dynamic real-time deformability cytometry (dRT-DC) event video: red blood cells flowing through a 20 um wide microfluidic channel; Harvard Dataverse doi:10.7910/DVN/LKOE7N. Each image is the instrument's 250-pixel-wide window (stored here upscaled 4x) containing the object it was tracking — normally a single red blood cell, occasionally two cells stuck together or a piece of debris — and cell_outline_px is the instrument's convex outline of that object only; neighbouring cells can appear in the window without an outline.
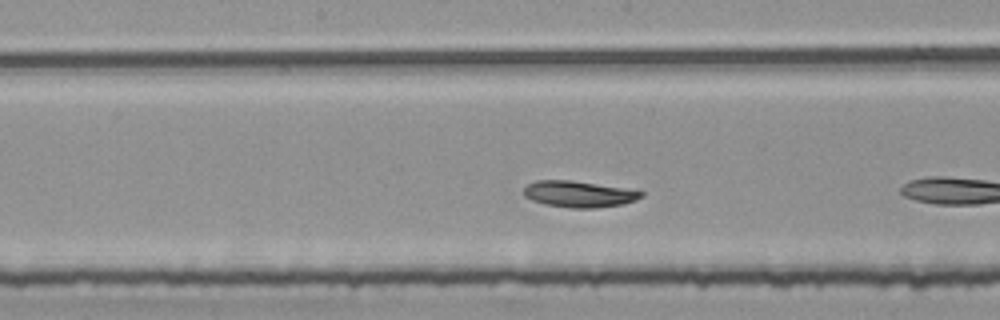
{"species": "common noctule bat (a hibernating species)", "species_latin": "Nyctalus noctula", "temperature_condition": "room temperature", "stored_images_in_passage": 10, "camera_frame_rate_fps": 3000, "um_per_image_px": 0.085, "animal": {"sex": "female", "body_mass_g": 25.1}, "frame": {"image": 1, "passage_image": 9, "time_ms": 2.667, "image_size_px": [1000, 320], "cell_outline_px": [[644, 196], [636, 200], [624, 204], [596, 208], [572, 208], [544, 204], [532, 200], [524, 196], [524, 188], [528, 184], [536, 180], [572, 180], [644, 192]], "centroid_in_image_um": [49.18, 16.5], "position_along_channel_um": 199.0, "area_um2": 17.86}}